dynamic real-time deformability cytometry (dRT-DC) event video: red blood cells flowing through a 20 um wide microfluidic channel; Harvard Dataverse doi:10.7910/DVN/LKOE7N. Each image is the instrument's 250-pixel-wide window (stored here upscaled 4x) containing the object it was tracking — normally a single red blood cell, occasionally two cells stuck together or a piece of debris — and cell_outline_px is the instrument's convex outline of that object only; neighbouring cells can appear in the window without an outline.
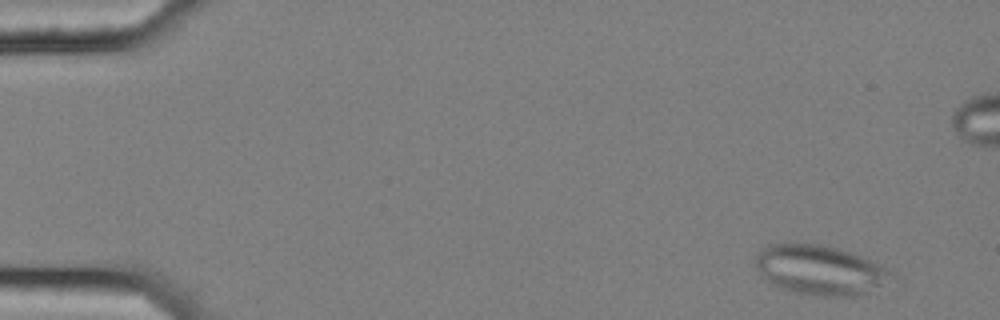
{"species": "common noctule bat (a hibernating species)", "species_latin": "Nyctalus noctula", "temperature_condition": "cold", "stored_images_in_passage": 56, "segment_of_instrument_passage": [1, 2], "camera_frame_rate_fps": 3000, "um_per_image_px": 0.085, "animal": {"sex": "female", "body_mass_g": 25.1}, "frame": {"image": 1, "passage_image": 3, "time_ms": 0.667, "image_size_px": [1000, 320], "cell_outline_px": [[900, 276], [868, 292], [856, 296], [812, 296], [780, 288], [764, 280], [760, 276], [756, 268], [756, 256], [768, 244], [792, 240], [820, 244], [836, 248], [860, 256], [888, 268], [896, 272]], "centroid_in_image_um": [69.69, 22.93], "position_along_channel_um": 15.3, "area_um2": 40.23}}